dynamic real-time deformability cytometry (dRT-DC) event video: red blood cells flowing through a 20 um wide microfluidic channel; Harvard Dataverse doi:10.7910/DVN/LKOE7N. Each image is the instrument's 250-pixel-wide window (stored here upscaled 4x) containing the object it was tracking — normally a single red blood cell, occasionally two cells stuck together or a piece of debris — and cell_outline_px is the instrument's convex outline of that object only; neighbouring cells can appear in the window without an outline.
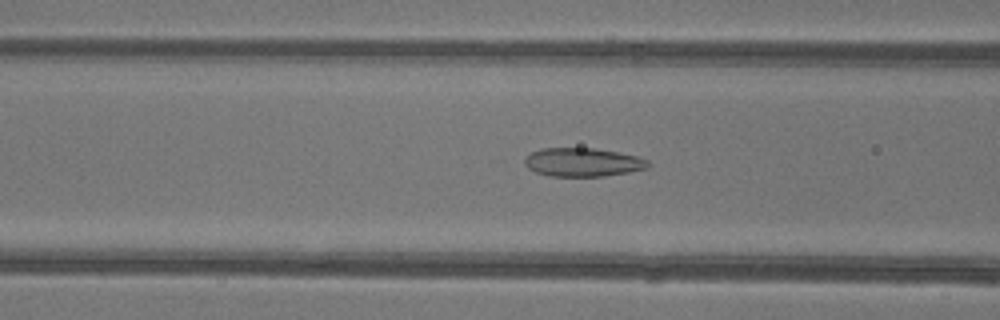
{"species": "common noctule bat (a hibernating species)", "species_latin": "Nyctalus noctula", "temperature_condition": "warm", "stored_images_in_passage": 33, "camera_frame_rate_fps": 3000, "um_per_image_px": 0.085, "animal": {"sex": "female"}, "frame": {"image": 1, "passage_image": 4, "time_ms": 1.0, "image_size_px": [1000, 320], "cell_outline_px": [[648, 168], [628, 172], [604, 176], [552, 176], [536, 172], [528, 168], [524, 164], [524, 160], [532, 152], [540, 148], [592, 148], [616, 152], [636, 156], [648, 160]], "centroid_in_image_um": [49.52, 13.79], "position_along_channel_um": 117.1, "area_um2": 20.35}}
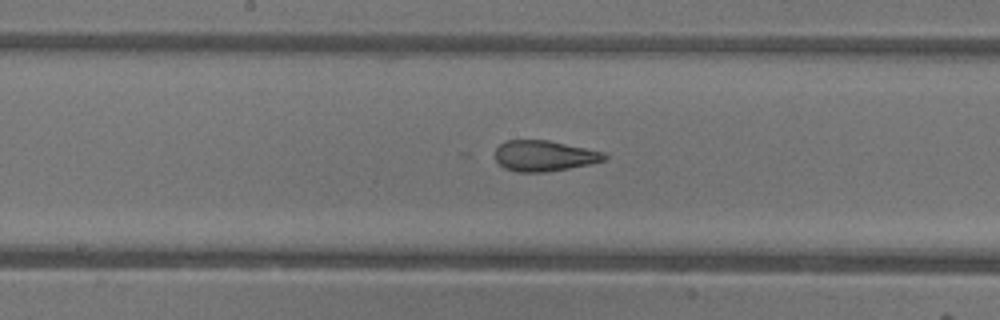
{"frame": {"image": 2, "passage_image": 10, "time_ms": 3.0, "image_size_px": [1000, 320], "cell_outline_px": [[608, 156], [604, 160], [592, 164], [544, 172], [516, 172], [504, 168], [496, 160], [496, 148], [500, 144], [508, 140], [548, 140], [604, 152]], "centroid_in_image_um": [46.26, 13.25], "position_along_channel_um": 201.9, "area_um2": 19.48}}
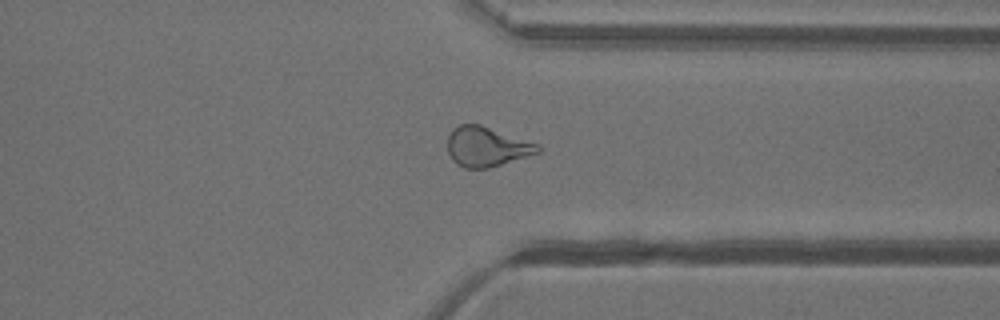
{"frame": {"image": 3, "passage_image": 22, "time_ms": 7.0, "image_size_px": [1000, 320], "cell_outline_px": [[540, 152], [488, 168], [464, 168], [456, 164], [452, 160], [448, 152], [448, 136], [452, 128], [460, 124], [480, 124], [540, 144]], "centroid_in_image_um": [41.35, 12.46], "position_along_channel_um": 370.1, "area_um2": 20.92}, "authors_computed_cell_mechanics": {"area_um2": 20.1144, "velocity_mm_per_s": 4.218, "shape_relaxation_time_tau1_ms": 4.8839, "shape_relaxation_time_tau2_ms": 1.2849, "deformation_change_tau1": 0.1608, "deformation_change_tau2": 0.0815}}